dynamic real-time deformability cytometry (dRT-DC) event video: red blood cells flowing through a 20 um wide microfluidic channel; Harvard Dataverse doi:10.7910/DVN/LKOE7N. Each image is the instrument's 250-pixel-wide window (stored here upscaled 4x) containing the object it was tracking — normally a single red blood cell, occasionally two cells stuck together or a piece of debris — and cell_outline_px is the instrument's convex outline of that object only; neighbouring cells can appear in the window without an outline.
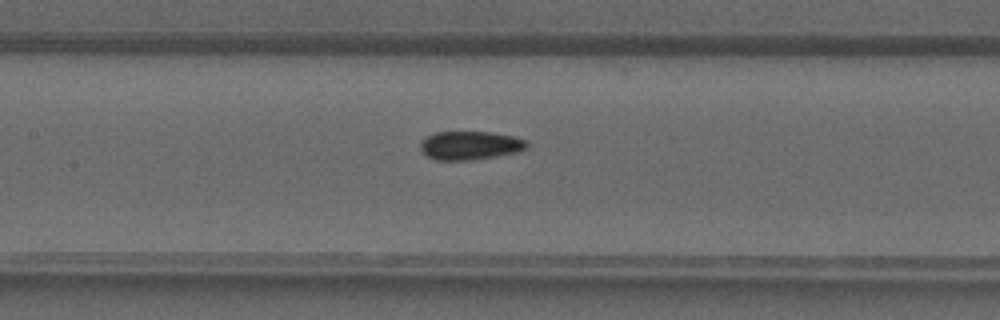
{"species": "common noctule bat (a hibernating species)", "species_latin": "Nyctalus noctula", "temperature_condition": "warm", "stored_images_in_passage": 40, "camera_frame_rate_fps": 3000, "um_per_image_px": 0.085, "animal": {"sex": "male", "forearm_length_mm": 52.5}, "frame": {"image": 1, "passage_image": 19, "time_ms": 6.0, "image_size_px": [1000, 320], "cell_outline_px": [[528, 148], [516, 152], [496, 156], [472, 160], [436, 160], [428, 156], [420, 148], [420, 144], [428, 136], [436, 132], [492, 132], [512, 136], [528, 140]], "centroid_in_image_um": [40.0, 12.36], "position_along_channel_um": 167.4, "area_um2": 17.63}}
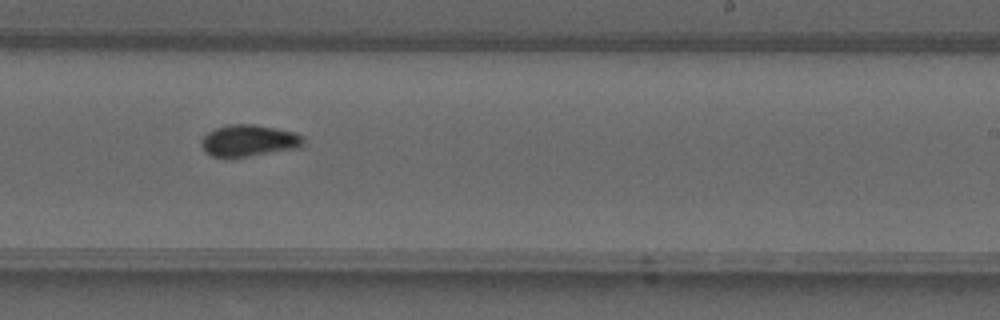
{"frame": {"image": 2, "passage_image": 25, "time_ms": 8.0, "image_size_px": [1000, 320], "cell_outline_px": [[304, 140], [300, 148], [232, 160], [224, 160], [212, 156], [204, 152], [200, 144], [200, 140], [208, 132], [216, 128], [228, 124], [252, 124], [276, 128], [292, 132], [300, 136]], "centroid_in_image_um": [21.07, 12.01], "position_along_channel_um": 267.9, "area_um2": 19.54}}
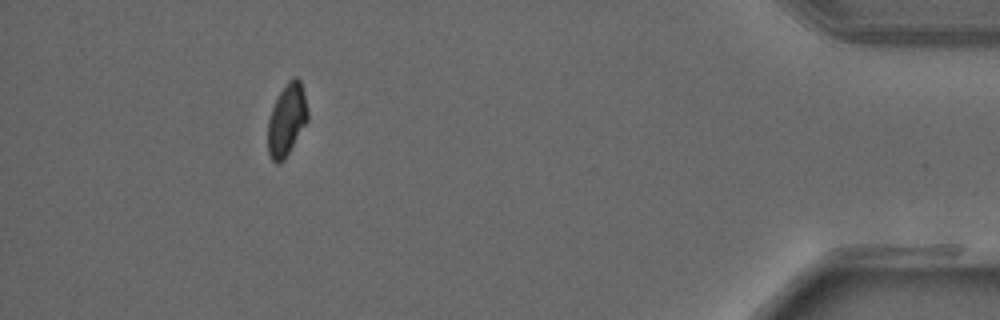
{"frame": {"image": 3, "passage_image": 37, "time_ms": 12.0, "image_size_px": [1000, 320], "cell_outline_px": [[308, 120], [284, 160], [276, 164], [272, 160], [268, 152], [268, 120], [272, 108], [284, 84], [292, 76], [296, 76], [300, 80], [304, 92], [308, 108]], "centroid_in_image_um": [24.38, 10.15], "position_along_channel_um": 410.8, "area_um2": 16.76}}